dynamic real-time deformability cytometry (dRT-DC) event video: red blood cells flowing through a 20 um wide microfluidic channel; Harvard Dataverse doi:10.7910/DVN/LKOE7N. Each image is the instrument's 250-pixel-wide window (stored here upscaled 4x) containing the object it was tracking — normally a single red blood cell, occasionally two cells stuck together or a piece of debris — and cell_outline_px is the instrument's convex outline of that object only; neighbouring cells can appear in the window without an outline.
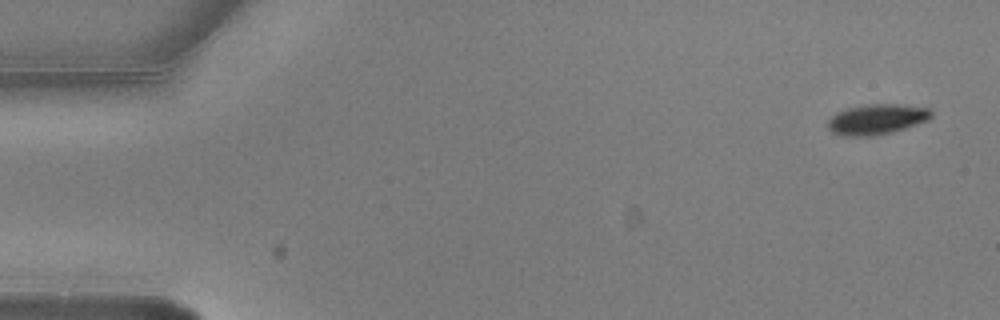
{"species": "common noctule bat (a hibernating species)", "species_latin": "Nyctalus noctula", "temperature_condition": "warm", "stored_images_in_passage": 6, "camera_frame_rate_fps": 3000, "um_per_image_px": 0.085, "animal": {"sex": "male", "body_mass_g": 20.5, "forearm_length_mm": 52.5}, "frame": {"image": 1, "passage_image": 1, "time_ms": 0.0, "image_size_px": [1000, 320], "cell_outline_px": [[932, 116], [928, 120], [892, 132], [872, 136], [844, 136], [832, 132], [828, 128], [828, 120], [836, 112], [848, 108], [872, 104], [896, 104], [928, 108], [932, 112]], "centroid_in_image_um": [74.51, 10.14], "position_along_channel_um": 10.5, "area_um2": 18.09}}
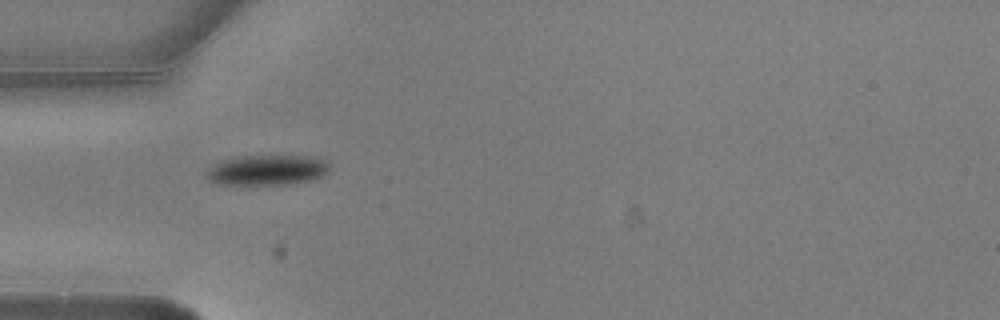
{"frame": {"image": 2, "passage_image": 5, "time_ms": 1.333, "image_size_px": [1000, 320], "cell_outline_px": [[328, 172], [312, 180], [288, 184], [216, 184], [208, 180], [208, 168], [220, 160], [236, 156], [304, 156], [324, 160], [328, 164]], "centroid_in_image_um": [22.66, 14.45], "position_along_channel_um": 62.3, "area_um2": 21.5}}
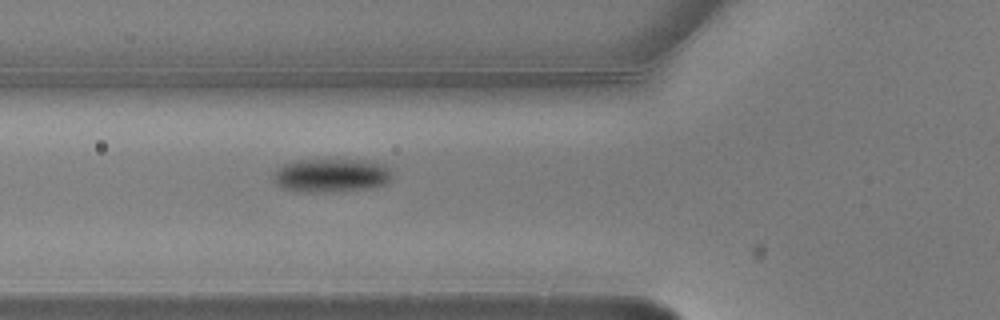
{"frame": {"image": 3, "passage_image": 6, "time_ms": 1.667, "image_size_px": [1000, 320], "cell_outline_px": [[392, 176], [384, 184], [372, 188], [328, 192], [312, 192], [284, 188], [276, 184], [272, 176], [272, 172], [284, 164], [296, 160], [364, 160], [384, 164], [392, 172]], "centroid_in_image_um": [28.15, 14.9], "position_along_channel_um": 97.6, "area_um2": 23.18}}